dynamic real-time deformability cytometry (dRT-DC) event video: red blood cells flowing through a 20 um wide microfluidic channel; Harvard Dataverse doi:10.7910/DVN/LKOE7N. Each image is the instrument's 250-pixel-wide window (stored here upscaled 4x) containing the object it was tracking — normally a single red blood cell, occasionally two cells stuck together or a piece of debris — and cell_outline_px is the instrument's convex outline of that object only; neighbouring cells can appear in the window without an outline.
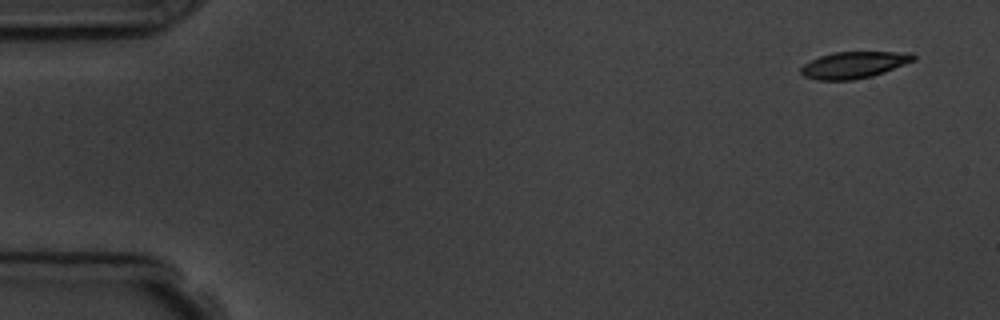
{"species": "common noctule bat (a hibernating species)", "species_latin": "Nyctalus noctula", "temperature_condition": "room temperature", "stored_images_in_passage": 6, "camera_frame_rate_fps": 3000, "um_per_image_px": 0.085, "animal": {"sex": "male", "body_mass_g": 19.5, "forearm_length_mm": 54.6}, "frame": {"image": 1, "passage_image": 1, "time_ms": 0.0, "image_size_px": [1000, 320], "cell_outline_px": [[916, 60], [884, 72], [872, 76], [852, 80], [816, 80], [804, 76], [800, 72], [800, 68], [804, 64], [820, 56], [832, 52], [912, 52], [916, 56]], "centroid_in_image_um": [72.6, 5.51], "position_along_channel_um": 12.4, "area_um2": 17.51}}